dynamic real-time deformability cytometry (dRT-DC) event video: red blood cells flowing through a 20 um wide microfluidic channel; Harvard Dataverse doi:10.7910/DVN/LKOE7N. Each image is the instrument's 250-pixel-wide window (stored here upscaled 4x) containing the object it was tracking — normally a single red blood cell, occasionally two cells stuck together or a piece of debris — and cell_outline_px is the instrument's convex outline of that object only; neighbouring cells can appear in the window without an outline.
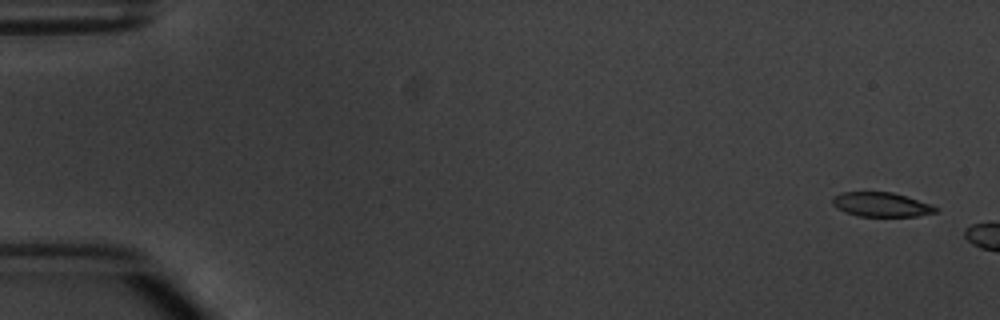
{"species": "common noctule bat (a hibernating species)", "species_latin": "Nyctalus noctula", "temperature_condition": "warm", "stored_images_in_passage": 3, "camera_frame_rate_fps": 3000, "um_per_image_px": 0.085, "animal": {"sex": "male", "body_mass_g": 20.1, "forearm_length_mm": 53.5}, "frame": {"image": 1, "passage_image": 1, "time_ms": 0.0, "image_size_px": [1000, 320], "cell_outline_px": [[940, 208], [936, 212], [916, 216], [856, 216], [836, 208], [832, 204], [832, 196], [844, 192], [892, 192], [932, 204]], "centroid_in_image_um": [74.9, 17.38], "position_along_channel_um": 10.1, "area_um2": 14.68}}